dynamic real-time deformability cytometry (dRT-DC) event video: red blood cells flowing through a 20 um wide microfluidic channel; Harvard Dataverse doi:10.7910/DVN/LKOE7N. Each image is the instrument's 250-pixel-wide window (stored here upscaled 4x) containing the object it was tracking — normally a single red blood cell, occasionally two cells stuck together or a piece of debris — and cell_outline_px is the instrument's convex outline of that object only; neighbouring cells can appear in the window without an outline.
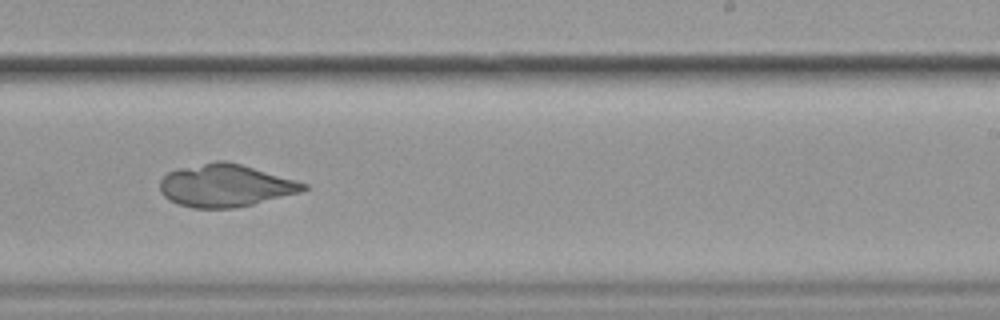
{"species": "common noctule bat (a hibernating species)", "species_latin": "Nyctalus noctula", "temperature_condition": "cold", "stored_images_in_passage": 55, "camera_frame_rate_fps": 3000, "um_per_image_px": 0.085, "animal": {"sex": "female", "body_mass_g": 19.9}, "frame": {"image": 1, "passage_image": 34, "time_ms": 11.0, "image_size_px": [1000, 320], "cell_outline_px": [[308, 188], [300, 192], [252, 204], [232, 208], [192, 208], [180, 204], [164, 196], [160, 192], [160, 180], [168, 172], [176, 168], [216, 160], [224, 160], [240, 164], [296, 180], [308, 184]], "centroid_in_image_um": [19.13, 15.76], "position_along_channel_um": 269.9, "area_um2": 35.37}}